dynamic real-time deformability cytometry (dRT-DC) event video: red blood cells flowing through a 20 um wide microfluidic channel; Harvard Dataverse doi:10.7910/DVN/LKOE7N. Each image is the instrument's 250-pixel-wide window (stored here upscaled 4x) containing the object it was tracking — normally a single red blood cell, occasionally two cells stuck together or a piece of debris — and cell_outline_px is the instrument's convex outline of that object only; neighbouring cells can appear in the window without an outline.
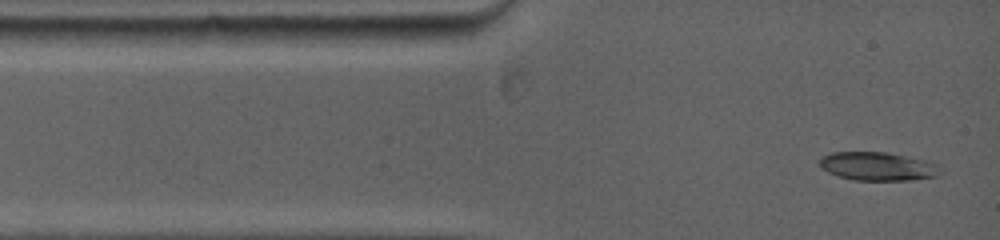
{"species": "common noctule bat (a hibernating species)", "species_latin": "Nyctalus noctula", "temperature_condition": "warm", "stored_images_in_passage": 5, "camera_frame_rate_fps": 5000, "um_per_image_px": 0.085, "animal": {"sex": "female", "body_mass_g": 19.0, "forearm_length_mm": 53.3}, "frame": {"image": 1, "passage_image": 1, "time_ms": 0.0, "image_size_px": [1000, 240], "cell_outline_px": [[944, 172], [936, 176], [912, 180], [852, 180], [836, 176], [828, 172], [820, 164], [820, 160], [824, 156], [832, 152], [884, 152], [908, 156], [924, 160], [936, 164]], "centroid_in_image_um": [74.64, 14.14], "position_along_channel_um": 10.4, "area_um2": 20.0}}
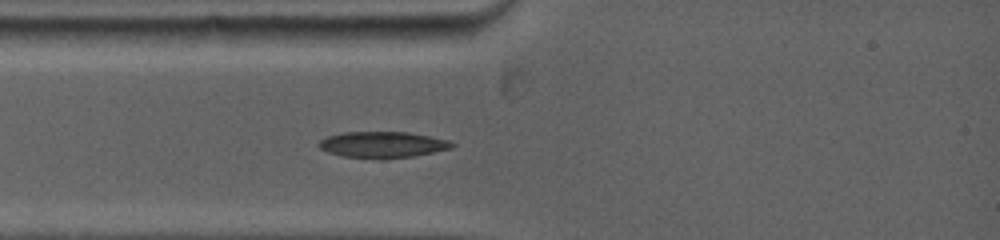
{"frame": {"image": 2, "passage_image": 4, "time_ms": 2.0, "image_size_px": [1000, 240], "cell_outline_px": [[456, 144], [452, 148], [412, 156], [384, 160], [380, 160], [344, 156], [328, 152], [320, 148], [316, 144], [320, 140], [328, 136], [344, 132], [408, 132], [448, 140]], "centroid_in_image_um": [32.5, 12.31], "position_along_channel_um": 52.5, "area_um2": 20.4}}